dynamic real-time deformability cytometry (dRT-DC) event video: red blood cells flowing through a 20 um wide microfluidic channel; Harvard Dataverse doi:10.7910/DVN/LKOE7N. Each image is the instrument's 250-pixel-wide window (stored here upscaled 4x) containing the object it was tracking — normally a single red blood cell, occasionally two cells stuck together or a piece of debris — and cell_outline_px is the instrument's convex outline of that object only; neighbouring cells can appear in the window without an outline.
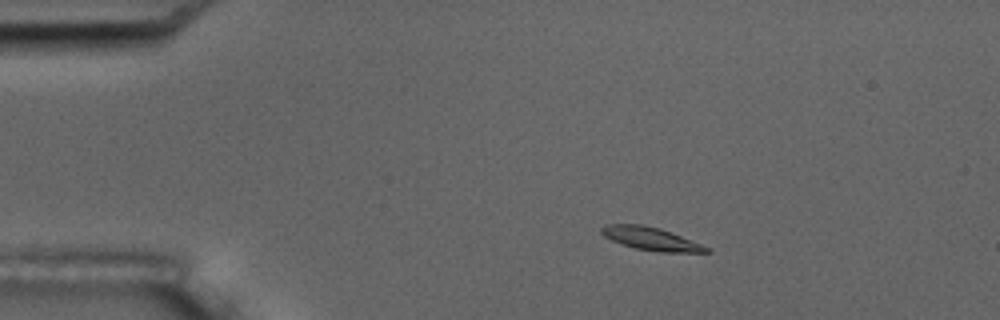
{"species": "common noctule bat (a hibernating species)", "species_latin": "Nyctalus noctula", "temperature_condition": "room temperature", "stored_images_in_passage": 5, "camera_frame_rate_fps": 3000, "um_per_image_px": 0.085, "animal": {"sex": "male", "body_mass_g": 17.5, "forearm_length_mm": 52.3}, "frame": {"image": 1, "passage_image": 3, "time_ms": 2.333, "image_size_px": [1000, 320], "cell_outline_px": [[712, 252], [660, 252], [636, 248], [612, 240], [604, 236], [600, 232], [600, 228], [604, 224], [644, 224], [660, 228], [700, 244], [708, 248]], "centroid_in_image_um": [55.28, 20.27], "position_along_channel_um": 29.7, "area_um2": 13.81}}